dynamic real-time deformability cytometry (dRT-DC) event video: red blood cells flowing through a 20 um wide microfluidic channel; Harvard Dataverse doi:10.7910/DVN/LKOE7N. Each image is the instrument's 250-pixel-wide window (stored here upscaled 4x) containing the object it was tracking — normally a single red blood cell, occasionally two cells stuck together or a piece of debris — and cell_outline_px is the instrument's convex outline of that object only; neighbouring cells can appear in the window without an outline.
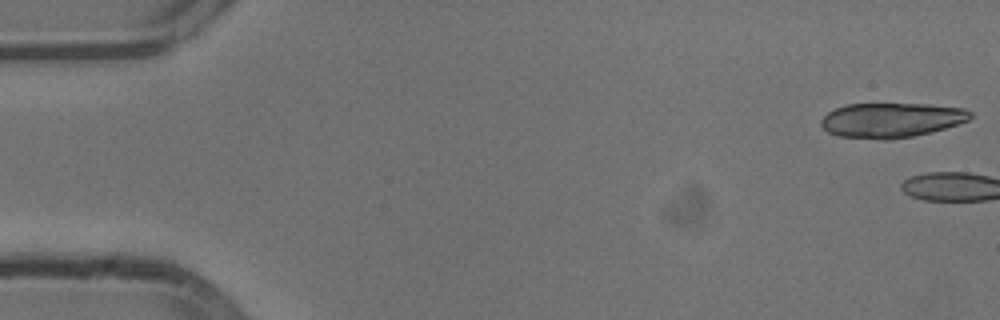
{"species": "common noctule bat (a hibernating species)", "species_latin": "Nyctalus noctula", "temperature_condition": "cold", "stored_images_in_passage": 3, "camera_frame_rate_fps": 3000, "um_per_image_px": 0.085, "animal": {"sex": "male", "body_mass_g": 13.3}, "frame": {"image": 1, "passage_image": 1, "time_ms": 0.0, "image_size_px": [1000, 320], "cell_outline_px": [[972, 116], [968, 120], [944, 128], [912, 136], [892, 140], [880, 140], [840, 136], [828, 132], [820, 124], [820, 120], [828, 112], [836, 108], [848, 104], [928, 104], [964, 108], [972, 112]], "centroid_in_image_um": [75.74, 10.21], "position_along_channel_um": 9.3, "area_um2": 30.11}}